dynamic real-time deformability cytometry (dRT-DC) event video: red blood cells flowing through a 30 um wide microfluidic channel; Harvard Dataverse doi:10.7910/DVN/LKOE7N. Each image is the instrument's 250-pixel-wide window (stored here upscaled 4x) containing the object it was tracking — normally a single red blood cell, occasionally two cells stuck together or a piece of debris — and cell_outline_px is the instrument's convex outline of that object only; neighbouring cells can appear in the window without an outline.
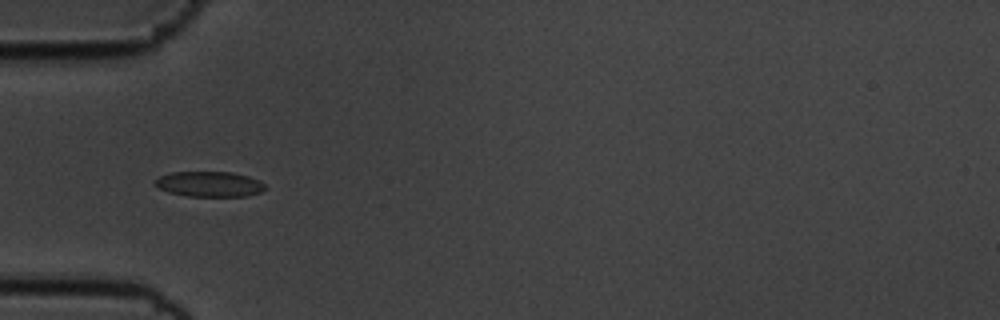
{"species": "common noctule bat (a hibernating species)", "species_latin": "Nyctalus noctula", "temperature_condition": "cold", "stored_images_in_passage": 40, "camera_frame_rate_fps": 3000, "um_per_image_px": 0.085, "animal": {"sex": "male", "body_mass_g": 19.5, "forearm_length_mm": 54.6}, "frame": {"image": 1, "passage_image": 1, "time_ms": 0.0, "image_size_px": [1000, 320], "cell_outline_px": [[268, 188], [260, 192], [248, 196], [188, 196], [168, 192], [152, 184], [160, 176], [172, 172], [232, 172], [248, 176], [260, 180]], "centroid_in_image_um": [17.83, 15.65], "position_along_channel_um": 67.2, "area_um2": 16.3}}
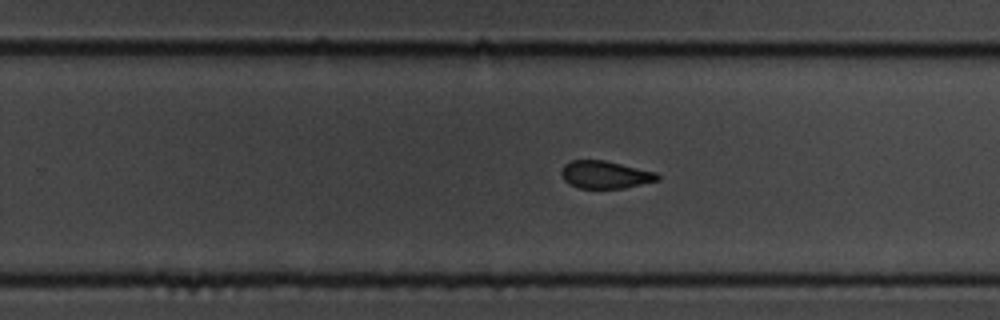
{"frame": {"image": 2, "passage_image": 19, "time_ms": 6.0, "image_size_px": [1000, 320], "cell_outline_px": [[660, 180], [624, 188], [580, 188], [568, 184], [564, 180], [560, 172], [564, 164], [572, 160], [604, 160], [656, 172], [660, 176]], "centroid_in_image_um": [51.43, 14.85], "position_along_channel_um": 278.4, "area_um2": 15.49}}
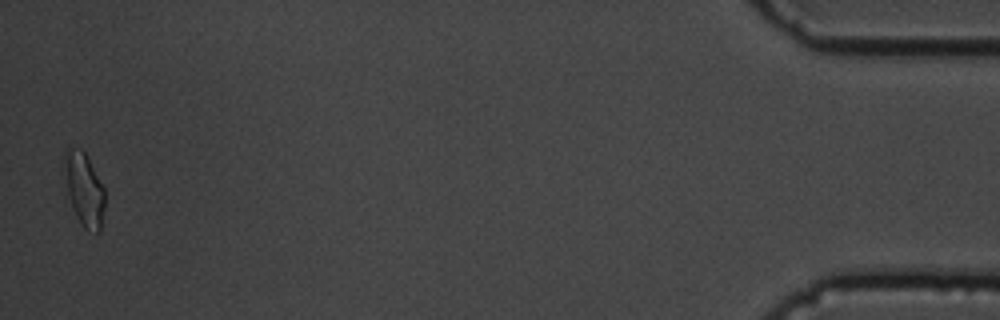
{"frame": {"image": 3, "passage_image": 39, "time_ms": 12.667, "image_size_px": [1000, 320], "cell_outline_px": [[104, 208], [100, 232], [88, 232], [80, 224], [76, 216], [68, 196], [64, 156], [64, 148], [80, 148], [84, 152], [104, 188]], "centroid_in_image_um": [7.16, 16.13], "position_along_channel_um": 428.0, "area_um2": 16.99}, "authors_computed_cell_mechanics": {"area_um2": 16.5597, "velocity_mm_per_s": 3.5359, "shape_relaxation_time_tau1_ms": 2.6241, "shape_relaxation_time_tau2_ms": 1.7142, "deformation_change_tau1": 0.0862, "deformation_change_tau2": 0.0677}}